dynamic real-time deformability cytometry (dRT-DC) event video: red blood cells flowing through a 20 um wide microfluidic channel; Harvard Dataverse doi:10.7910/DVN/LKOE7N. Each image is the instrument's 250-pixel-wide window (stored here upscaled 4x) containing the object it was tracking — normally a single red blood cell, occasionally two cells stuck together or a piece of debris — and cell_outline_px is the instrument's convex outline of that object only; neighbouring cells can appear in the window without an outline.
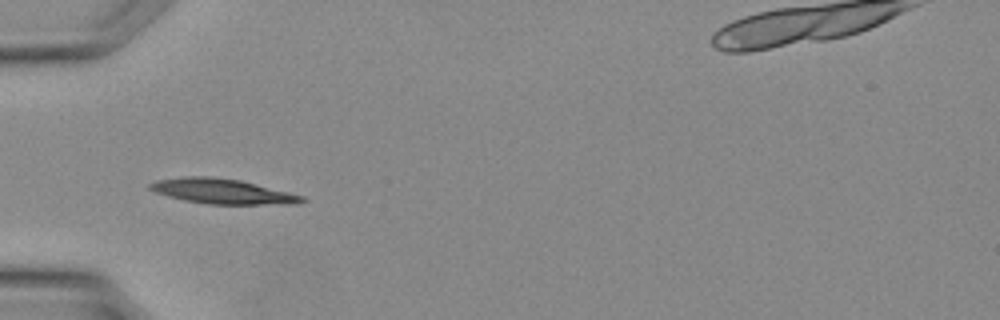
{"species": "Egyptian fruit bat (a non-hibernating species)", "species_latin": "Rousettus aegyptiacus", "temperature_condition": "warm", "stored_images_in_passage": 30, "camera_frame_rate_fps": 3000, "um_per_image_px": 0.085, "animal": {"sex": "female"}, "frame": {"image": 1, "passage_image": 5, "time_ms": 1.333, "image_size_px": [1000, 320], "cell_outline_px": [[308, 200], [296, 204], [208, 204], [184, 200], [168, 196], [156, 192], [148, 188], [148, 184], [156, 180], [184, 176], [208, 176], [240, 180], [304, 196]], "centroid_in_image_um": [18.89, 16.26], "position_along_channel_um": 66.1, "area_um2": 22.08}}
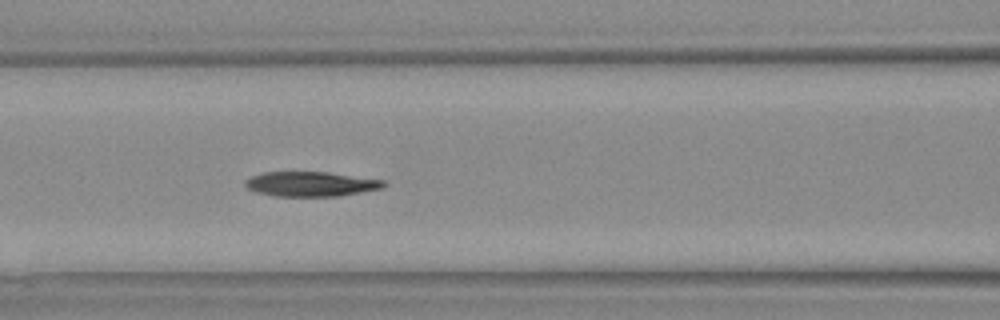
{"frame": {"image": 2, "passage_image": 9, "time_ms": 2.667, "image_size_px": [1000, 320], "cell_outline_px": [[388, 184], [384, 188], [336, 196], [272, 196], [256, 192], [248, 188], [244, 184], [244, 180], [252, 176], [264, 172], [328, 172], [384, 180]], "centroid_in_image_um": [26.42, 15.64], "position_along_channel_um": 140.2, "area_um2": 20.0}}